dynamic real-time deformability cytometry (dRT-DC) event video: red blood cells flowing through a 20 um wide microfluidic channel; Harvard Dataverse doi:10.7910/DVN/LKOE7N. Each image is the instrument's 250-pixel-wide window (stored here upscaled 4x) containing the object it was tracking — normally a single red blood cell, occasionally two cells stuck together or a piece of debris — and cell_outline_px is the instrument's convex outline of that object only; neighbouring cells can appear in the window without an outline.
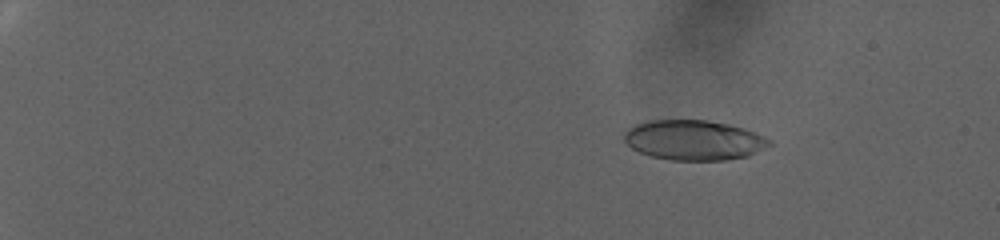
{"species": "human", "species_latin": "Homo sapiens", "temperature_condition": "warm", "stored_images_in_passage": 79, "camera_frame_rate_fps": 3000, "um_per_image_px": 0.085, "donor": {"sex": "female"}, "frame": {"image": 1, "passage_image": 14, "time_ms": 4.333, "image_size_px": [1000, 240], "cell_outline_px": [[772, 144], [748, 156], [728, 160], [672, 160], [652, 156], [640, 152], [632, 148], [624, 140], [624, 132], [628, 128], [636, 124], [648, 120], [708, 120], [728, 124], [744, 128], [756, 132], [772, 140]], "centroid_in_image_um": [59.0, 11.9], "position_along_channel_um": 26.0, "area_um2": 33.93}}
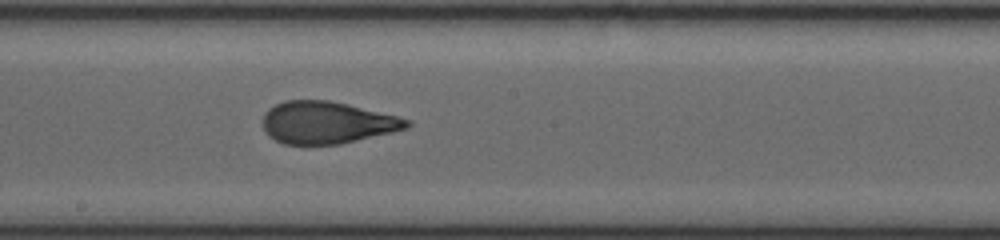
{"frame": {"image": 2, "passage_image": 50, "time_ms": 16.333, "image_size_px": [1000, 240], "cell_outline_px": [[412, 124], [408, 128], [392, 132], [340, 144], [284, 144], [268, 136], [264, 132], [264, 112], [268, 108], [284, 100], [328, 100], [348, 104], [412, 120]], "centroid_in_image_um": [27.78, 10.41], "position_along_channel_um": 220.4, "area_um2": 35.32}}
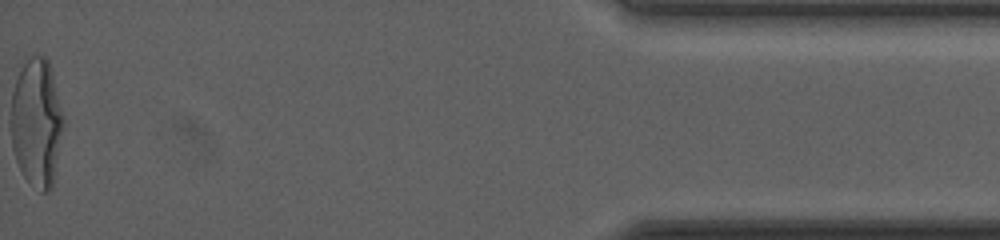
{"frame": {"image": 3, "passage_image": 79, "time_ms": 26.0, "image_size_px": [1000, 240], "cell_outline_px": [[64, 124], [52, 188], [48, 192], [40, 192], [24, 176], [16, 160], [12, 148], [12, 92], [16, 80], [24, 64], [32, 56], [44, 56], [48, 60], [64, 116]], "centroid_in_image_um": [3.13, 10.46], "position_along_channel_um": 432.1, "area_um2": 38.73}, "authors_computed_cell_mechanics": {"area_um2": 35.3158, "velocity_mm_per_s": 2.8826, "shape_relaxation_time_tau1_ms": 8.2344, "shape_relaxation_time_tau2_ms": 1.0628, "deformation_change_tau1": 0.2507, "deformation_change_tau2": 0.0828}}